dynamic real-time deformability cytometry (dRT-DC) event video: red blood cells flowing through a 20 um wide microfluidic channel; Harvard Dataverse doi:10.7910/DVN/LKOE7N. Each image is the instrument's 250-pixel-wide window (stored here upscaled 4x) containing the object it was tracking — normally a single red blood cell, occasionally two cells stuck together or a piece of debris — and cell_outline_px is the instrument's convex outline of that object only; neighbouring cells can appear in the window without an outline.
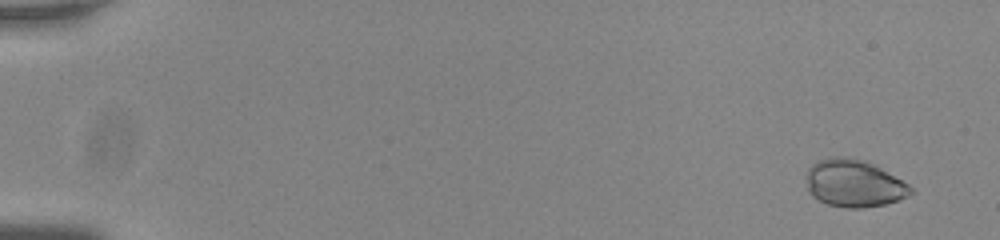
{"species": "common noctule bat (a hibernating species)", "species_latin": "Nyctalus noctula", "temperature_condition": "room temperature", "stored_images_in_passage": 57, "camera_frame_rate_fps": 3000, "um_per_image_px": 0.085, "animal": {"sex": "male", "body_mass_g": 20.0, "forearm_length_mm": 53.3}, "frame": {"image": 1, "passage_image": 4, "time_ms": 1.0, "image_size_px": [1000, 240], "cell_outline_px": [[912, 192], [908, 196], [900, 200], [884, 204], [864, 208], [848, 208], [828, 204], [812, 196], [808, 188], [808, 168], [812, 164], [820, 160], [832, 156], [848, 156], [868, 160], [908, 184], [912, 188]], "centroid_in_image_um": [72.61, 15.57], "position_along_channel_um": 12.4, "area_um2": 28.84}}
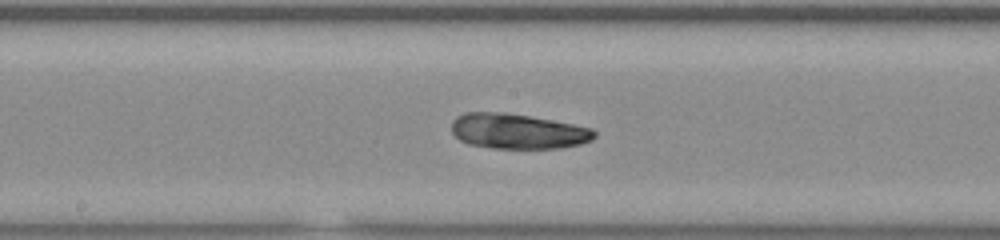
{"frame": {"image": 2, "passage_image": 32, "time_ms": 10.333, "image_size_px": [1000, 240], "cell_outline_px": [[596, 136], [592, 140], [580, 144], [560, 148], [492, 148], [468, 144], [460, 140], [452, 132], [452, 120], [456, 116], [464, 112], [504, 112], [552, 120], [592, 128], [596, 132]], "centroid_in_image_um": [43.99, 11.15], "position_along_channel_um": 204.2, "area_um2": 29.3}}
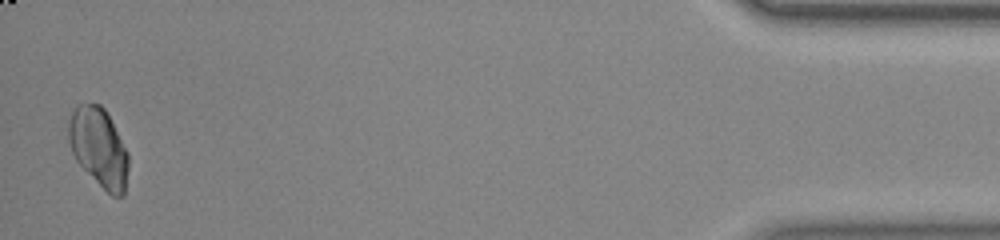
{"frame": {"image": 3, "passage_image": 56, "time_ms": 18.333, "image_size_px": [1000, 240], "cell_outline_px": [[128, 168], [124, 196], [112, 196], [76, 160], [72, 152], [68, 140], [68, 120], [76, 104], [100, 104], [104, 108], [128, 152]], "centroid_in_image_um": [8.39, 12.51], "position_along_channel_um": 426.8, "area_um2": 27.17}, "authors_computed_cell_mechanics": {"area_um2": 28.7266, "velocity_mm_per_s": 3.7638, "shape_relaxation_time_tau1_ms": null, "shape_relaxation_time_tau2_ms": 1.0207, "deformation_change_tau1": null, "deformation_change_tau2": 0.0394}}